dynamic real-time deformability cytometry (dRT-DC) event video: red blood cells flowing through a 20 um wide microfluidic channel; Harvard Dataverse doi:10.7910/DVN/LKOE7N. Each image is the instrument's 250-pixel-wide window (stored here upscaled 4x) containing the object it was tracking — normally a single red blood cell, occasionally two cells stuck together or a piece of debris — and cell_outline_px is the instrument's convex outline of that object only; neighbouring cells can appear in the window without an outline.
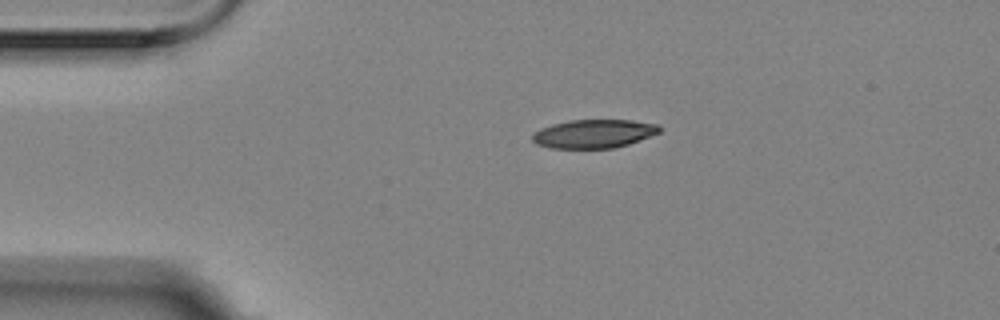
{"species": "Egyptian fruit bat (a non-hibernating species)", "species_latin": "Rousettus aegyptiacus", "temperature_condition": "room temperature", "stored_images_in_passage": 3, "segment_of_instrument_passage": [1, 2], "camera_frame_rate_fps": 3000, "um_per_image_px": 0.085, "animal": {"sex": "female"}, "frame": {"image": 1, "passage_image": 1, "time_ms": 0.0, "image_size_px": [1000, 320], "cell_outline_px": [[660, 132], [628, 144], [612, 148], [552, 148], [536, 144], [532, 140], [532, 132], [540, 128], [552, 124], [568, 120], [632, 120], [660, 124]], "centroid_in_image_um": [50.45, 11.36], "position_along_channel_um": 34.6, "area_um2": 21.21}}